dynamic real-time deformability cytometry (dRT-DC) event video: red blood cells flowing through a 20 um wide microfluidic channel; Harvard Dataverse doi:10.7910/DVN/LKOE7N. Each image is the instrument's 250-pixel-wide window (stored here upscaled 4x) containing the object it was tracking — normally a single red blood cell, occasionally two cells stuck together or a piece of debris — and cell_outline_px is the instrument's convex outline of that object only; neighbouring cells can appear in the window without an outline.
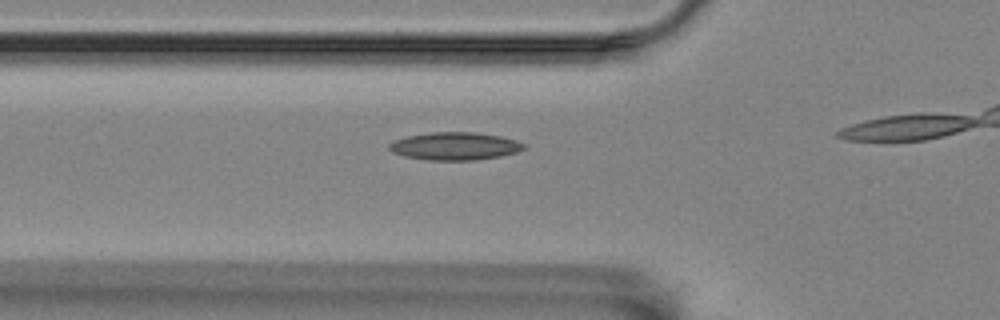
{"species": "Egyptian fruit bat (a non-hibernating species)", "species_latin": "Rousettus aegyptiacus", "temperature_condition": "room temperature", "stored_images_in_passage": 17, "camera_frame_rate_fps": 3000, "um_per_image_px": 0.085, "animal": {"sex": "female"}, "frame": {"image": 1, "passage_image": 12, "time_ms": 3.667, "image_size_px": [1000, 320], "cell_outline_px": [[528, 148], [516, 152], [500, 156], [476, 160], [428, 160], [404, 156], [392, 152], [388, 148], [388, 144], [392, 140], [408, 136], [432, 132], [476, 132], [500, 136], [516, 140], [528, 144]], "centroid_in_image_um": [38.68, 12.42], "position_along_channel_um": 87.1, "area_um2": 22.02}}
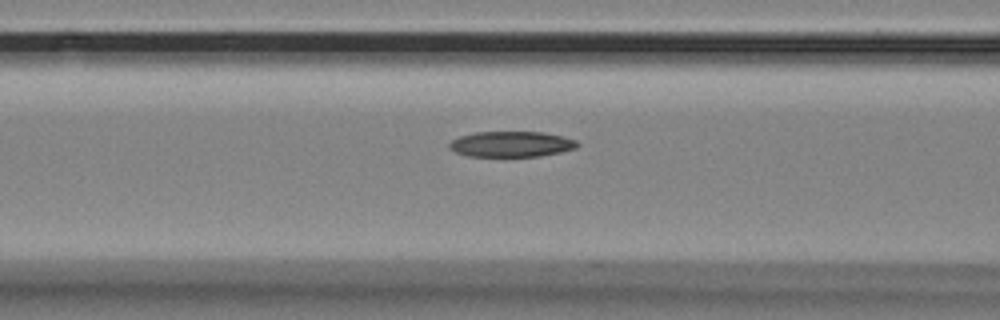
{"frame": {"image": 2, "passage_image": 15, "time_ms": 4.667, "image_size_px": [1000, 320], "cell_outline_px": [[580, 144], [576, 148], [560, 152], [540, 156], [468, 156], [456, 152], [448, 148], [448, 144], [452, 140], [460, 136], [476, 132], [544, 132], [564, 136], [576, 140]], "centroid_in_image_um": [43.48, 12.24], "position_along_channel_um": 123.1, "area_um2": 19.13}}